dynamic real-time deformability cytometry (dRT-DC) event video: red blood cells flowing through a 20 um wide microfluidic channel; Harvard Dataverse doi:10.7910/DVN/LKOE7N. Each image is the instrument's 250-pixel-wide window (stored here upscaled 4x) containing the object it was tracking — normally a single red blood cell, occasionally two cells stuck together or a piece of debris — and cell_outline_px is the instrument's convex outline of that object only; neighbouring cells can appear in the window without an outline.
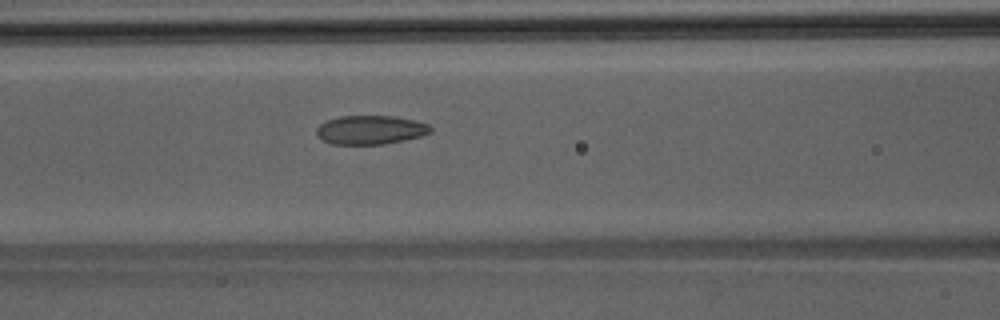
{"species": "Egyptian fruit bat (a non-hibernating species)", "species_latin": "Rousettus aegyptiacus", "temperature_condition": "room temperature", "stored_images_in_passage": 24, "camera_frame_rate_fps": 3000, "um_per_image_px": 0.085, "animal": {"sex": "male"}, "frame": {"image": 1, "passage_image": 14, "time_ms": 4.333, "image_size_px": [1000, 320], "cell_outline_px": [[432, 132], [420, 136], [404, 140], [384, 144], [332, 144], [324, 140], [316, 132], [316, 128], [324, 120], [340, 116], [396, 116], [428, 124], [432, 128]], "centroid_in_image_um": [31.48, 11.03], "position_along_channel_um": 135.1, "area_um2": 19.13}}
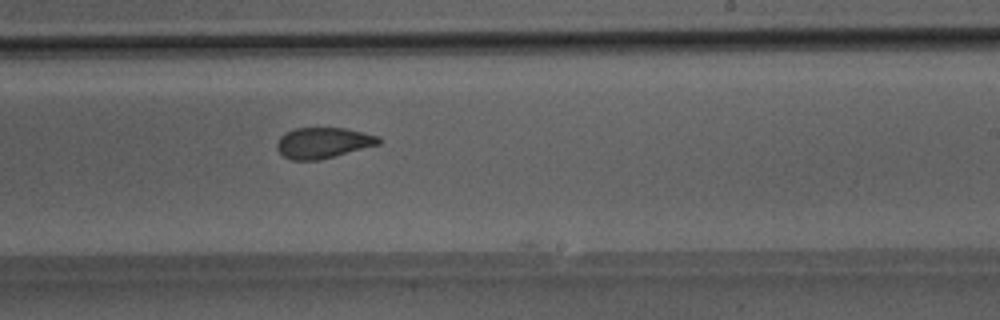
{"frame": {"image": 2, "passage_image": 23, "time_ms": 7.333, "image_size_px": [1000, 320], "cell_outline_px": [[380, 144], [320, 160], [292, 160], [284, 156], [276, 148], [276, 144], [280, 136], [284, 132], [292, 128], [344, 128], [364, 132], [376, 136], [380, 140]], "centroid_in_image_um": [27.42, 12.13], "position_along_channel_um": 261.6, "area_um2": 18.26}}